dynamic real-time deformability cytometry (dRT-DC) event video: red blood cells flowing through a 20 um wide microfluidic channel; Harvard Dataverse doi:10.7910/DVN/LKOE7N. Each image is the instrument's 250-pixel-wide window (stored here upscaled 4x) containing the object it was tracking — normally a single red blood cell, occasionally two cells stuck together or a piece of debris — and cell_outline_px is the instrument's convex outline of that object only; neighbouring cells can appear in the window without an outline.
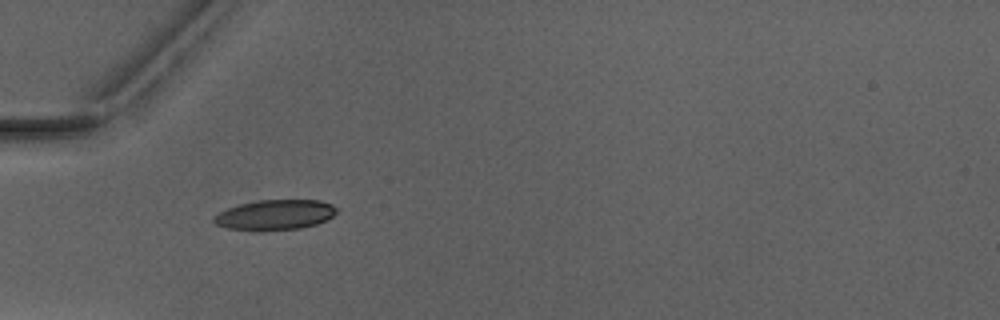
{"species": "Egyptian fruit bat (a non-hibernating species)", "species_latin": "Rousettus aegyptiacus", "temperature_condition": "warm", "stored_images_in_passage": 2, "camera_frame_rate_fps": 3000, "um_per_image_px": 0.085, "animal": {"sex": "male"}, "frame": {"image": 1, "passage_image": 1, "time_ms": 0.0, "image_size_px": [1000, 320], "cell_outline_px": [[336, 212], [332, 216], [316, 224], [300, 228], [228, 228], [216, 224], [212, 220], [212, 216], [228, 208], [240, 204], [260, 200], [320, 200], [332, 204], [336, 208]], "centroid_in_image_um": [23.39, 18.21], "position_along_channel_um": 61.6, "area_um2": 20.63}}
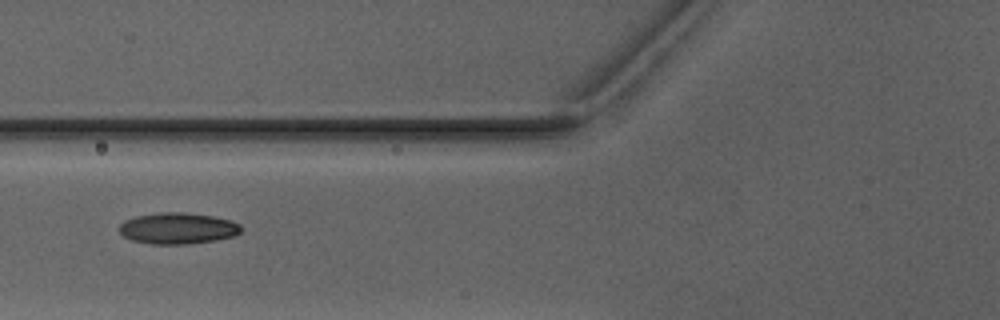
{"frame": {"image": 2, "passage_image": 2, "time_ms": 1.333, "image_size_px": [1000, 320], "cell_outline_px": [[240, 232], [232, 236], [216, 240], [184, 244], [152, 244], [132, 240], [124, 236], [120, 232], [120, 224], [124, 220], [136, 216], [160, 212], [184, 212], [212, 216], [232, 220], [240, 224]], "centroid_in_image_um": [15.1, 19.4], "position_along_channel_um": 110.7, "area_um2": 22.08}}